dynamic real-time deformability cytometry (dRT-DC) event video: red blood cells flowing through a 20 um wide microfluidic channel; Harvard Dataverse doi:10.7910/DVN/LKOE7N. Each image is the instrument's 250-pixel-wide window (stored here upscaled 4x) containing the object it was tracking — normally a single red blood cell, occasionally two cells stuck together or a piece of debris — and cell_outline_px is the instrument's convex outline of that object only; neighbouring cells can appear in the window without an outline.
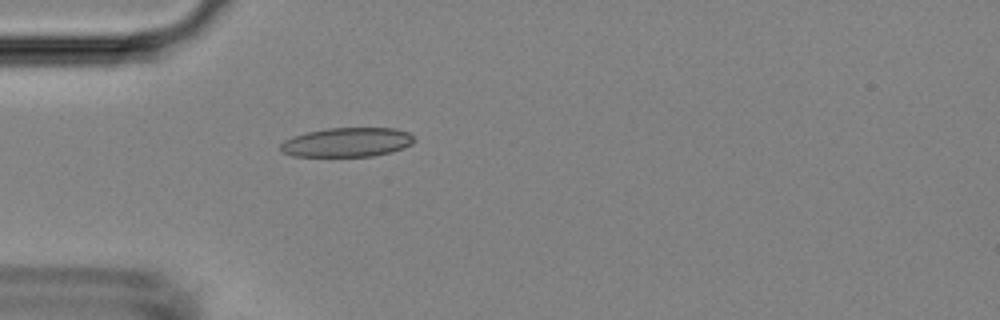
{"species": "Egyptian fruit bat (a non-hibernating species)", "species_latin": "Rousettus aegyptiacus", "temperature_condition": "room temperature", "stored_images_in_passage": 3, "camera_frame_rate_fps": 3000, "um_per_image_px": 0.085, "animal": {"sex": "female"}, "frame": {"image": 1, "passage_image": 3, "time_ms": 4.0, "image_size_px": [1000, 320], "cell_outline_px": [[416, 140], [412, 144], [404, 148], [392, 152], [372, 156], [292, 156], [280, 152], [280, 144], [284, 140], [292, 136], [308, 132], [328, 128], [396, 128], [408, 132], [416, 136]], "centroid_in_image_um": [29.53, 12.09], "position_along_channel_um": 55.5, "area_um2": 23.06}}